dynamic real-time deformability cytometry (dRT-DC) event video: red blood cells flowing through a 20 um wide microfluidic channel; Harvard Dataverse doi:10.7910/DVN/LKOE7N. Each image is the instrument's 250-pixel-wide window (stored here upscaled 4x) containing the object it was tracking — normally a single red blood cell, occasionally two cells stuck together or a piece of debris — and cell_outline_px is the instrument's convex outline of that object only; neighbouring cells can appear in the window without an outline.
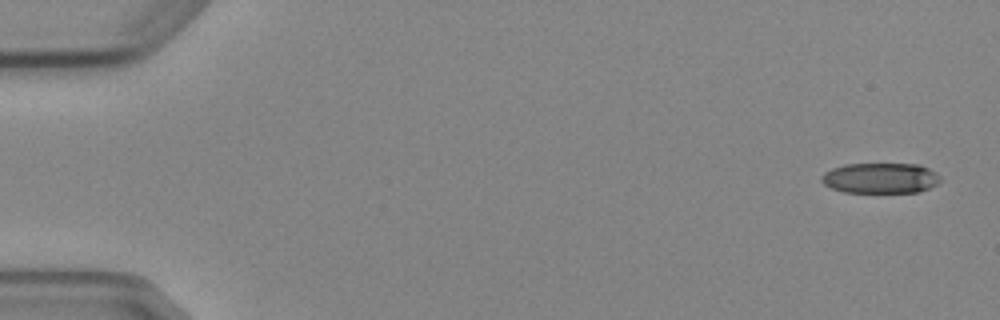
{"species": "Egyptian fruit bat (a non-hibernating species)", "species_latin": "Rousettus aegyptiacus", "temperature_condition": "cold", "stored_images_in_passage": 5, "camera_frame_rate_fps": 3000, "um_per_image_px": 0.085, "animal": {"sex": "female"}, "frame": {"image": 1, "passage_image": 1, "time_ms": 0.0, "image_size_px": [1000, 320], "cell_outline_px": [[940, 180], [936, 184], [920, 192], [844, 192], [832, 188], [824, 184], [820, 180], [820, 176], [824, 172], [832, 168], [844, 164], [920, 164], [936, 172], [940, 176]], "centroid_in_image_um": [74.82, 15.13], "position_along_channel_um": 10.2, "area_um2": 21.15}}
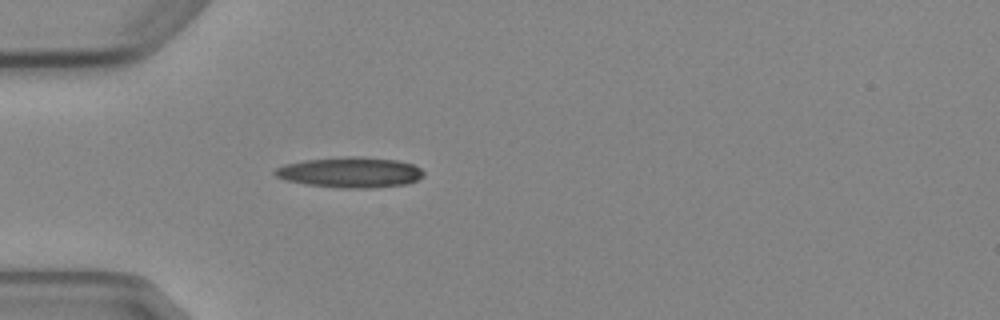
{"frame": {"image": 2, "passage_image": 5, "time_ms": 4.667, "image_size_px": [1000, 320], "cell_outline_px": [[424, 176], [408, 184], [372, 188], [336, 188], [304, 184], [284, 180], [276, 176], [272, 172], [276, 168], [284, 164], [304, 160], [348, 156], [360, 156], [396, 160], [412, 164], [420, 168], [424, 172]], "centroid_in_image_um": [29.74, 14.65], "position_along_channel_um": 55.3, "area_um2": 26.7}}